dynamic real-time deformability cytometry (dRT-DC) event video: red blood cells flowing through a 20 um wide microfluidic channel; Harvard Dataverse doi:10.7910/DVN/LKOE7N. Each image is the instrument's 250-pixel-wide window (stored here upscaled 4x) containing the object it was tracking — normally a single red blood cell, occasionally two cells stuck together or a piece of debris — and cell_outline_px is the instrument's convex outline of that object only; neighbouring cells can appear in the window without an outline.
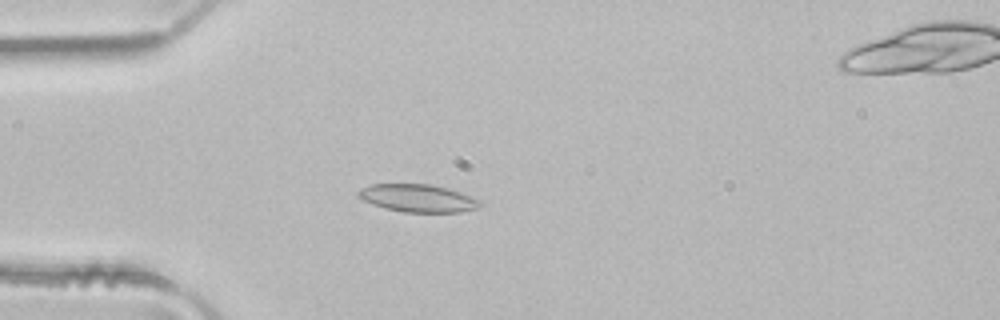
{"species": "common noctule bat (a hibernating species)", "species_latin": "Nyctalus noctula", "temperature_condition": "room temperature", "stored_images_in_passage": 5, "camera_frame_rate_fps": 3000, "um_per_image_px": 0.085, "animal": {"sex": "male", "body_mass_g": 21.5, "forearm_length_mm": 52.0}, "frame": {"image": 1, "passage_image": 4, "time_ms": 1.0, "image_size_px": [1000, 320], "cell_outline_px": [[484, 204], [476, 208], [460, 212], [404, 212], [384, 208], [372, 204], [356, 196], [356, 192], [360, 188], [372, 184], [428, 184], [448, 188], [484, 200]], "centroid_in_image_um": [35.54, 16.84], "position_along_channel_um": 49.5, "area_um2": 19.88}}